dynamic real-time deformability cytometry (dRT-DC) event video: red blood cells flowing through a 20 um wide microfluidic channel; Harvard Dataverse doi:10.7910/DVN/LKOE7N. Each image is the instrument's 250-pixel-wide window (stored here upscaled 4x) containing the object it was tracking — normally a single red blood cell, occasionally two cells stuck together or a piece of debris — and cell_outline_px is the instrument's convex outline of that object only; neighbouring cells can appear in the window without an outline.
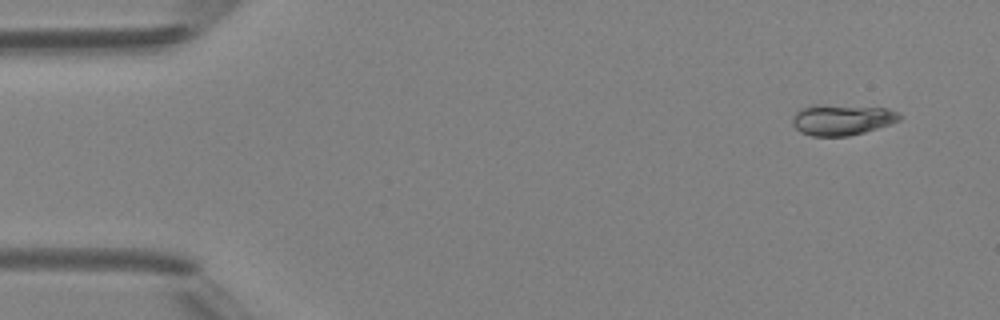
{"species": "Egyptian fruit bat (a non-hibernating species)", "species_latin": "Rousettus aegyptiacus", "temperature_condition": "room temperature", "stored_images_in_passage": 4, "camera_frame_rate_fps": 3000, "um_per_image_px": 0.085, "animal": {"sex": "female"}, "frame": {"image": 1, "passage_image": 1, "time_ms": 0.0, "image_size_px": [1000, 320], "cell_outline_px": [[904, 116], [900, 120], [864, 132], [848, 136], [812, 136], [800, 132], [792, 124], [792, 120], [796, 112], [800, 108], [816, 104], [888, 108]], "centroid_in_image_um": [71.54, 10.17], "position_along_channel_um": 13.5, "area_um2": 19.19}}
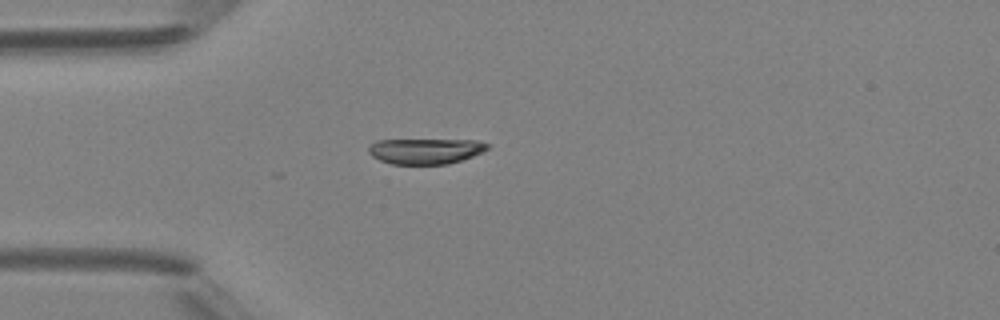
{"frame": {"image": 2, "passage_image": 4, "time_ms": 3.333, "image_size_px": [1000, 320], "cell_outline_px": [[492, 144], [488, 148], [472, 156], [448, 164], [392, 164], [380, 160], [372, 156], [368, 152], [368, 148], [376, 140], [476, 140]], "centroid_in_image_um": [36.16, 12.83], "position_along_channel_um": 48.8, "area_um2": 17.63}}